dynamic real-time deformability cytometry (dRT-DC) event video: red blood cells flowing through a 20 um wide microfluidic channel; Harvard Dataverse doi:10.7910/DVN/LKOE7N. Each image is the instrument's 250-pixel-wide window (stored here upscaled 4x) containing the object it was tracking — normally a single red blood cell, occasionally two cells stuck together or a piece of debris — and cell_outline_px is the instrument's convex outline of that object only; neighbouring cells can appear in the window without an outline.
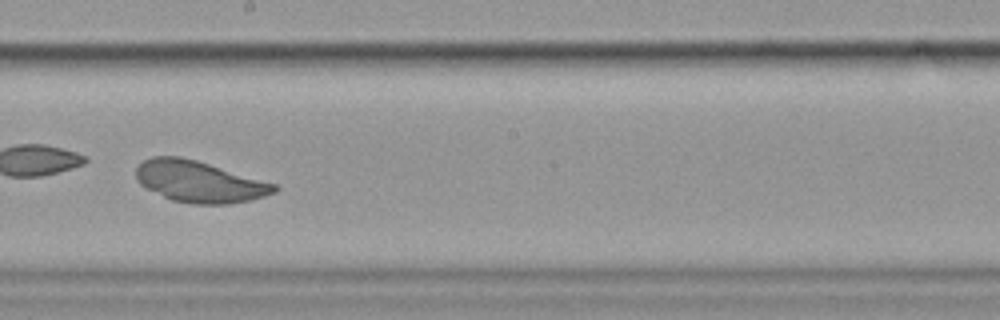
{"species": "common noctule bat (a hibernating species)", "species_latin": "Nyctalus noctula", "temperature_condition": "cold", "stored_images_in_passage": 38, "camera_frame_rate_fps": 3000, "um_per_image_px": 0.085, "animal": {"sex": "female", "body_mass_g": 19.9}, "frame": {"image": 1, "passage_image": 17, "time_ms": 5.333, "image_size_px": [1000, 320], "cell_outline_px": [[280, 188], [276, 192], [252, 200], [228, 204], [192, 204], [172, 200], [140, 184], [136, 180], [136, 168], [144, 160], [152, 156], [180, 156], [196, 160], [276, 184]], "centroid_in_image_um": [16.95, 15.44], "position_along_channel_um": 231.2, "area_um2": 33.18}}